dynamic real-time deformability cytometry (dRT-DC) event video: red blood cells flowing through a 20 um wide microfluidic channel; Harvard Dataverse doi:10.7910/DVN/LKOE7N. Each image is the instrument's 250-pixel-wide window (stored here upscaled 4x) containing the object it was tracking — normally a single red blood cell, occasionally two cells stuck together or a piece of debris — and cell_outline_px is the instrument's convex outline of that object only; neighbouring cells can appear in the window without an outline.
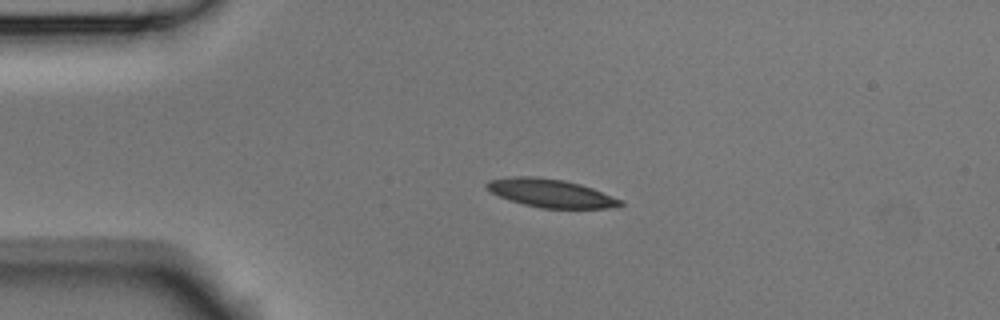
{"species": "Egyptian fruit bat (a non-hibernating species)", "species_latin": "Rousettus aegyptiacus", "temperature_condition": "room temperature", "stored_images_in_passage": 5, "camera_frame_rate_fps": 3000, "um_per_image_px": 0.085, "animal": {"sex": "male"}, "frame": {"image": 1, "passage_image": 4, "time_ms": 1.0, "image_size_px": [1000, 320], "cell_outline_px": [[624, 204], [620, 208], [540, 208], [524, 204], [500, 196], [492, 192], [484, 184], [488, 180], [512, 176], [532, 176], [564, 180], [580, 184], [592, 188], [624, 200]], "centroid_in_image_um": [46.88, 16.42], "position_along_channel_um": 38.1, "area_um2": 22.02}}